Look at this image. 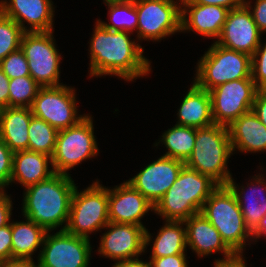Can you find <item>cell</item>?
<instances>
[{"label":"cell","instance_id":"obj_18","mask_svg":"<svg viewBox=\"0 0 266 267\" xmlns=\"http://www.w3.org/2000/svg\"><path fill=\"white\" fill-rule=\"evenodd\" d=\"M52 0H1L0 11L14 20L25 32L54 31ZM27 22L30 25L25 26Z\"/></svg>","mask_w":266,"mask_h":267},{"label":"cell","instance_id":"obj_10","mask_svg":"<svg viewBox=\"0 0 266 267\" xmlns=\"http://www.w3.org/2000/svg\"><path fill=\"white\" fill-rule=\"evenodd\" d=\"M177 1L134 0L138 14L136 39L160 41L181 32V0Z\"/></svg>","mask_w":266,"mask_h":267},{"label":"cell","instance_id":"obj_17","mask_svg":"<svg viewBox=\"0 0 266 267\" xmlns=\"http://www.w3.org/2000/svg\"><path fill=\"white\" fill-rule=\"evenodd\" d=\"M154 205L127 181L113 189H108V217L110 222L132 224L145 228L141 218Z\"/></svg>","mask_w":266,"mask_h":267},{"label":"cell","instance_id":"obj_27","mask_svg":"<svg viewBox=\"0 0 266 267\" xmlns=\"http://www.w3.org/2000/svg\"><path fill=\"white\" fill-rule=\"evenodd\" d=\"M153 242L151 258L166 257L174 254H185L186 228L184 221L166 220Z\"/></svg>","mask_w":266,"mask_h":267},{"label":"cell","instance_id":"obj_39","mask_svg":"<svg viewBox=\"0 0 266 267\" xmlns=\"http://www.w3.org/2000/svg\"><path fill=\"white\" fill-rule=\"evenodd\" d=\"M11 196L0 190V228L8 225L11 221L12 200Z\"/></svg>","mask_w":266,"mask_h":267},{"label":"cell","instance_id":"obj_40","mask_svg":"<svg viewBox=\"0 0 266 267\" xmlns=\"http://www.w3.org/2000/svg\"><path fill=\"white\" fill-rule=\"evenodd\" d=\"M252 111L266 126V90H259L256 93Z\"/></svg>","mask_w":266,"mask_h":267},{"label":"cell","instance_id":"obj_46","mask_svg":"<svg viewBox=\"0 0 266 267\" xmlns=\"http://www.w3.org/2000/svg\"><path fill=\"white\" fill-rule=\"evenodd\" d=\"M261 236H266V215L261 219L257 228L252 232V240L256 242Z\"/></svg>","mask_w":266,"mask_h":267},{"label":"cell","instance_id":"obj_13","mask_svg":"<svg viewBox=\"0 0 266 267\" xmlns=\"http://www.w3.org/2000/svg\"><path fill=\"white\" fill-rule=\"evenodd\" d=\"M48 231L40 250L38 267H89L92 247L90 239L59 230Z\"/></svg>","mask_w":266,"mask_h":267},{"label":"cell","instance_id":"obj_9","mask_svg":"<svg viewBox=\"0 0 266 267\" xmlns=\"http://www.w3.org/2000/svg\"><path fill=\"white\" fill-rule=\"evenodd\" d=\"M53 31H27L20 48L28 61L30 76L41 86H59L61 54L56 48Z\"/></svg>","mask_w":266,"mask_h":267},{"label":"cell","instance_id":"obj_7","mask_svg":"<svg viewBox=\"0 0 266 267\" xmlns=\"http://www.w3.org/2000/svg\"><path fill=\"white\" fill-rule=\"evenodd\" d=\"M95 181L82 191L78 186L72 196L66 231L89 238L93 231L103 229L110 221L108 217V187Z\"/></svg>","mask_w":266,"mask_h":267},{"label":"cell","instance_id":"obj_22","mask_svg":"<svg viewBox=\"0 0 266 267\" xmlns=\"http://www.w3.org/2000/svg\"><path fill=\"white\" fill-rule=\"evenodd\" d=\"M232 151L262 152L266 151V126L249 111L241 115L228 126Z\"/></svg>","mask_w":266,"mask_h":267},{"label":"cell","instance_id":"obj_3","mask_svg":"<svg viewBox=\"0 0 266 267\" xmlns=\"http://www.w3.org/2000/svg\"><path fill=\"white\" fill-rule=\"evenodd\" d=\"M218 187L210 177L184 166L153 212L164 220L185 221L201 212L205 201Z\"/></svg>","mask_w":266,"mask_h":267},{"label":"cell","instance_id":"obj_48","mask_svg":"<svg viewBox=\"0 0 266 267\" xmlns=\"http://www.w3.org/2000/svg\"><path fill=\"white\" fill-rule=\"evenodd\" d=\"M242 2H243V5H246V0H242Z\"/></svg>","mask_w":266,"mask_h":267},{"label":"cell","instance_id":"obj_42","mask_svg":"<svg viewBox=\"0 0 266 267\" xmlns=\"http://www.w3.org/2000/svg\"><path fill=\"white\" fill-rule=\"evenodd\" d=\"M242 256V252H234L231 256L224 259H216L215 262H213L214 267H247L246 261Z\"/></svg>","mask_w":266,"mask_h":267},{"label":"cell","instance_id":"obj_30","mask_svg":"<svg viewBox=\"0 0 266 267\" xmlns=\"http://www.w3.org/2000/svg\"><path fill=\"white\" fill-rule=\"evenodd\" d=\"M110 22L97 20L105 29L132 33L138 26V14L134 0L124 3L107 4Z\"/></svg>","mask_w":266,"mask_h":267},{"label":"cell","instance_id":"obj_8","mask_svg":"<svg viewBox=\"0 0 266 267\" xmlns=\"http://www.w3.org/2000/svg\"><path fill=\"white\" fill-rule=\"evenodd\" d=\"M99 153L94 135L92 116L86 114L76 125L58 130L52 166L55 173L70 175L67 171Z\"/></svg>","mask_w":266,"mask_h":267},{"label":"cell","instance_id":"obj_21","mask_svg":"<svg viewBox=\"0 0 266 267\" xmlns=\"http://www.w3.org/2000/svg\"><path fill=\"white\" fill-rule=\"evenodd\" d=\"M264 178L262 174L253 176L252 181L254 182L246 184L249 189L248 191H245L244 186L239 188L240 186H238V184L236 185L233 178H231L227 184L236 196L244 217L245 225L251 233L257 228L261 219L266 215V180ZM256 184L259 187H257Z\"/></svg>","mask_w":266,"mask_h":267},{"label":"cell","instance_id":"obj_32","mask_svg":"<svg viewBox=\"0 0 266 267\" xmlns=\"http://www.w3.org/2000/svg\"><path fill=\"white\" fill-rule=\"evenodd\" d=\"M25 31L0 11V61L21 46Z\"/></svg>","mask_w":266,"mask_h":267},{"label":"cell","instance_id":"obj_35","mask_svg":"<svg viewBox=\"0 0 266 267\" xmlns=\"http://www.w3.org/2000/svg\"><path fill=\"white\" fill-rule=\"evenodd\" d=\"M13 152L0 138V190L10 185L12 175Z\"/></svg>","mask_w":266,"mask_h":267},{"label":"cell","instance_id":"obj_11","mask_svg":"<svg viewBox=\"0 0 266 267\" xmlns=\"http://www.w3.org/2000/svg\"><path fill=\"white\" fill-rule=\"evenodd\" d=\"M75 88L67 85L40 87L31 108L32 115L57 130L76 125L86 115H78Z\"/></svg>","mask_w":266,"mask_h":267},{"label":"cell","instance_id":"obj_41","mask_svg":"<svg viewBox=\"0 0 266 267\" xmlns=\"http://www.w3.org/2000/svg\"><path fill=\"white\" fill-rule=\"evenodd\" d=\"M181 3L223 6L229 10L236 9L243 5L242 0H181Z\"/></svg>","mask_w":266,"mask_h":267},{"label":"cell","instance_id":"obj_43","mask_svg":"<svg viewBox=\"0 0 266 267\" xmlns=\"http://www.w3.org/2000/svg\"><path fill=\"white\" fill-rule=\"evenodd\" d=\"M9 107V78L0 69V110Z\"/></svg>","mask_w":266,"mask_h":267},{"label":"cell","instance_id":"obj_23","mask_svg":"<svg viewBox=\"0 0 266 267\" xmlns=\"http://www.w3.org/2000/svg\"><path fill=\"white\" fill-rule=\"evenodd\" d=\"M49 164L51 166H49ZM50 156L29 150L14 152L10 184L17 181L25 188L55 174Z\"/></svg>","mask_w":266,"mask_h":267},{"label":"cell","instance_id":"obj_26","mask_svg":"<svg viewBox=\"0 0 266 267\" xmlns=\"http://www.w3.org/2000/svg\"><path fill=\"white\" fill-rule=\"evenodd\" d=\"M25 219L26 222H11L12 259H33L34 251L43 246L45 235L48 232L29 218Z\"/></svg>","mask_w":266,"mask_h":267},{"label":"cell","instance_id":"obj_20","mask_svg":"<svg viewBox=\"0 0 266 267\" xmlns=\"http://www.w3.org/2000/svg\"><path fill=\"white\" fill-rule=\"evenodd\" d=\"M185 222L186 243L198 257L208 256L220 251L224 258L234 252L222 240L220 233L200 212L189 217Z\"/></svg>","mask_w":266,"mask_h":267},{"label":"cell","instance_id":"obj_12","mask_svg":"<svg viewBox=\"0 0 266 267\" xmlns=\"http://www.w3.org/2000/svg\"><path fill=\"white\" fill-rule=\"evenodd\" d=\"M257 89L252 78L226 82L209 91L214 124L229 126L252 111Z\"/></svg>","mask_w":266,"mask_h":267},{"label":"cell","instance_id":"obj_33","mask_svg":"<svg viewBox=\"0 0 266 267\" xmlns=\"http://www.w3.org/2000/svg\"><path fill=\"white\" fill-rule=\"evenodd\" d=\"M0 69L9 79L30 76L28 61L21 48L9 53L0 61Z\"/></svg>","mask_w":266,"mask_h":267},{"label":"cell","instance_id":"obj_34","mask_svg":"<svg viewBox=\"0 0 266 267\" xmlns=\"http://www.w3.org/2000/svg\"><path fill=\"white\" fill-rule=\"evenodd\" d=\"M251 76L258 90H266V43L251 56Z\"/></svg>","mask_w":266,"mask_h":267},{"label":"cell","instance_id":"obj_28","mask_svg":"<svg viewBox=\"0 0 266 267\" xmlns=\"http://www.w3.org/2000/svg\"><path fill=\"white\" fill-rule=\"evenodd\" d=\"M195 137L196 128L176 124L165 131L161 140L154 146H158L162 142L168 150L163 156L178 159L185 163L193 152Z\"/></svg>","mask_w":266,"mask_h":267},{"label":"cell","instance_id":"obj_25","mask_svg":"<svg viewBox=\"0 0 266 267\" xmlns=\"http://www.w3.org/2000/svg\"><path fill=\"white\" fill-rule=\"evenodd\" d=\"M192 84L178 109L176 124L193 128L210 126L214 124L210 93Z\"/></svg>","mask_w":266,"mask_h":267},{"label":"cell","instance_id":"obj_5","mask_svg":"<svg viewBox=\"0 0 266 267\" xmlns=\"http://www.w3.org/2000/svg\"><path fill=\"white\" fill-rule=\"evenodd\" d=\"M201 213L233 252L243 253L246 242L252 241L236 196L228 186H219L205 201Z\"/></svg>","mask_w":266,"mask_h":267},{"label":"cell","instance_id":"obj_31","mask_svg":"<svg viewBox=\"0 0 266 267\" xmlns=\"http://www.w3.org/2000/svg\"><path fill=\"white\" fill-rule=\"evenodd\" d=\"M40 87L31 76L9 79V107L30 108Z\"/></svg>","mask_w":266,"mask_h":267},{"label":"cell","instance_id":"obj_2","mask_svg":"<svg viewBox=\"0 0 266 267\" xmlns=\"http://www.w3.org/2000/svg\"><path fill=\"white\" fill-rule=\"evenodd\" d=\"M76 184L70 175L55 173L49 179L25 188L22 213L37 225L52 231L65 230Z\"/></svg>","mask_w":266,"mask_h":267},{"label":"cell","instance_id":"obj_29","mask_svg":"<svg viewBox=\"0 0 266 267\" xmlns=\"http://www.w3.org/2000/svg\"><path fill=\"white\" fill-rule=\"evenodd\" d=\"M57 134L56 128L43 119L32 116L28 128V150L52 157L56 147Z\"/></svg>","mask_w":266,"mask_h":267},{"label":"cell","instance_id":"obj_4","mask_svg":"<svg viewBox=\"0 0 266 267\" xmlns=\"http://www.w3.org/2000/svg\"><path fill=\"white\" fill-rule=\"evenodd\" d=\"M231 155L228 127L212 124L196 128L193 152L185 166L210 177L219 186H227L232 178L227 166Z\"/></svg>","mask_w":266,"mask_h":267},{"label":"cell","instance_id":"obj_45","mask_svg":"<svg viewBox=\"0 0 266 267\" xmlns=\"http://www.w3.org/2000/svg\"><path fill=\"white\" fill-rule=\"evenodd\" d=\"M112 267H151V264L150 261L144 262L143 260H139V258L137 257L116 262Z\"/></svg>","mask_w":266,"mask_h":267},{"label":"cell","instance_id":"obj_37","mask_svg":"<svg viewBox=\"0 0 266 267\" xmlns=\"http://www.w3.org/2000/svg\"><path fill=\"white\" fill-rule=\"evenodd\" d=\"M11 223L0 228V262L12 259Z\"/></svg>","mask_w":266,"mask_h":267},{"label":"cell","instance_id":"obj_24","mask_svg":"<svg viewBox=\"0 0 266 267\" xmlns=\"http://www.w3.org/2000/svg\"><path fill=\"white\" fill-rule=\"evenodd\" d=\"M31 108L7 107L0 110V138L14 153L28 150Z\"/></svg>","mask_w":266,"mask_h":267},{"label":"cell","instance_id":"obj_6","mask_svg":"<svg viewBox=\"0 0 266 267\" xmlns=\"http://www.w3.org/2000/svg\"><path fill=\"white\" fill-rule=\"evenodd\" d=\"M197 64L194 83L203 90L210 91L229 81L252 78L251 56L222 47L216 42Z\"/></svg>","mask_w":266,"mask_h":267},{"label":"cell","instance_id":"obj_15","mask_svg":"<svg viewBox=\"0 0 266 267\" xmlns=\"http://www.w3.org/2000/svg\"><path fill=\"white\" fill-rule=\"evenodd\" d=\"M184 166L181 160L161 156L127 182L155 206L176 181Z\"/></svg>","mask_w":266,"mask_h":267},{"label":"cell","instance_id":"obj_38","mask_svg":"<svg viewBox=\"0 0 266 267\" xmlns=\"http://www.w3.org/2000/svg\"><path fill=\"white\" fill-rule=\"evenodd\" d=\"M151 267H188L186 254H174L166 257L151 258Z\"/></svg>","mask_w":266,"mask_h":267},{"label":"cell","instance_id":"obj_1","mask_svg":"<svg viewBox=\"0 0 266 267\" xmlns=\"http://www.w3.org/2000/svg\"><path fill=\"white\" fill-rule=\"evenodd\" d=\"M90 41V77L115 75L125 81L143 77L152 70L142 46L131 33L105 29L98 21Z\"/></svg>","mask_w":266,"mask_h":267},{"label":"cell","instance_id":"obj_44","mask_svg":"<svg viewBox=\"0 0 266 267\" xmlns=\"http://www.w3.org/2000/svg\"><path fill=\"white\" fill-rule=\"evenodd\" d=\"M0 267H38L33 259H10L0 262Z\"/></svg>","mask_w":266,"mask_h":267},{"label":"cell","instance_id":"obj_14","mask_svg":"<svg viewBox=\"0 0 266 267\" xmlns=\"http://www.w3.org/2000/svg\"><path fill=\"white\" fill-rule=\"evenodd\" d=\"M101 236L98 252L102 257L119 262L142 255L152 241V235L142 226L109 222Z\"/></svg>","mask_w":266,"mask_h":267},{"label":"cell","instance_id":"obj_47","mask_svg":"<svg viewBox=\"0 0 266 267\" xmlns=\"http://www.w3.org/2000/svg\"><path fill=\"white\" fill-rule=\"evenodd\" d=\"M130 0H104L105 4H113V3H124L128 2Z\"/></svg>","mask_w":266,"mask_h":267},{"label":"cell","instance_id":"obj_36","mask_svg":"<svg viewBox=\"0 0 266 267\" xmlns=\"http://www.w3.org/2000/svg\"><path fill=\"white\" fill-rule=\"evenodd\" d=\"M246 6L251 11L254 22L256 23L259 31L263 34L266 32V0H256L254 8L251 1H246Z\"/></svg>","mask_w":266,"mask_h":267},{"label":"cell","instance_id":"obj_19","mask_svg":"<svg viewBox=\"0 0 266 267\" xmlns=\"http://www.w3.org/2000/svg\"><path fill=\"white\" fill-rule=\"evenodd\" d=\"M229 9L223 6L181 3V32H197L208 38L221 35Z\"/></svg>","mask_w":266,"mask_h":267},{"label":"cell","instance_id":"obj_16","mask_svg":"<svg viewBox=\"0 0 266 267\" xmlns=\"http://www.w3.org/2000/svg\"><path fill=\"white\" fill-rule=\"evenodd\" d=\"M262 33L254 22L251 10L242 5L228 12L220 37L216 43L230 50L252 56L257 50Z\"/></svg>","mask_w":266,"mask_h":267}]
</instances>
